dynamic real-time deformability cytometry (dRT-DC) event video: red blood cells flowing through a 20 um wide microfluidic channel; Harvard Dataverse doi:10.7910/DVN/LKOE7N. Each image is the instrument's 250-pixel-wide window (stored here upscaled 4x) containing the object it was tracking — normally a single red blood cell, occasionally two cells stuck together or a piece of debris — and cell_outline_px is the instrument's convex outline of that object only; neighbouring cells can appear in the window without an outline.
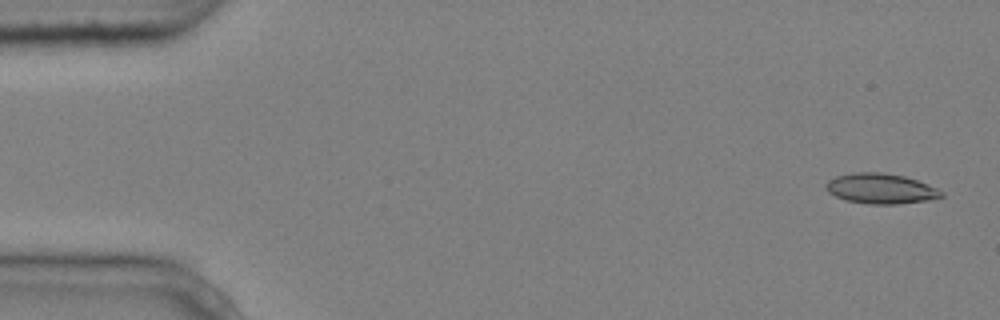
{"species": "common noctule bat (a hibernating species)", "species_latin": "Nyctalus noctula", "temperature_condition": "cold", "stored_images_in_passage": 4, "camera_frame_rate_fps": 3000, "um_per_image_px": 0.085, "animal": {"sex": "male", "body_mass_g": 20.4}, "frame": {"image": 1, "passage_image": 1, "time_ms": 0.0, "image_size_px": [1000, 320], "cell_outline_px": [[944, 196], [924, 200], [896, 204], [868, 204], [844, 200], [828, 192], [824, 188], [824, 184], [828, 180], [836, 176], [856, 172], [880, 172], [904, 176], [916, 180], [936, 188], [944, 192]], "centroid_in_image_um": [74.8, 16.03], "position_along_channel_um": 10.2, "area_um2": 20.23}}
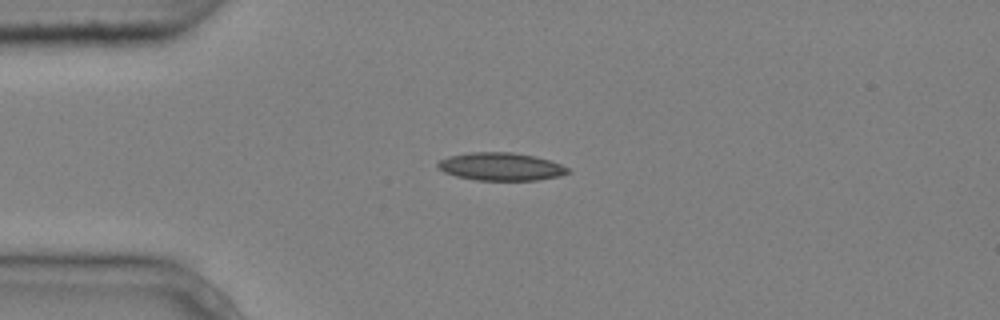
{"frame": {"image": 2, "passage_image": 4, "time_ms": 1.0, "image_size_px": [1000, 320], "cell_outline_px": [[572, 172], [560, 176], [536, 180], [476, 180], [456, 176], [444, 172], [436, 164], [440, 160], [448, 156], [472, 152], [512, 152], [536, 156], [560, 164], [568, 168]], "centroid_in_image_um": [42.59, 14.16], "position_along_channel_um": 42.4, "area_um2": 21.1}}